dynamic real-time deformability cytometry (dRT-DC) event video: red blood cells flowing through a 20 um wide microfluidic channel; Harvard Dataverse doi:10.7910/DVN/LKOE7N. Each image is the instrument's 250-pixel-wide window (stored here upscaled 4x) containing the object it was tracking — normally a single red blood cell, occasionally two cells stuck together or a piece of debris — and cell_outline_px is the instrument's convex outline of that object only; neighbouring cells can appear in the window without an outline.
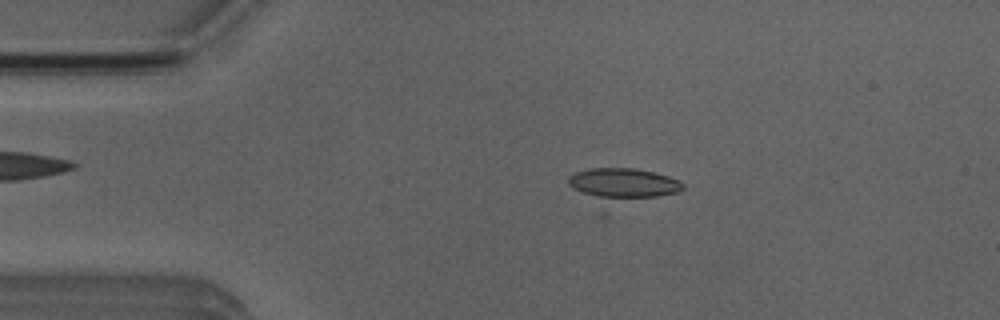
{"species": "Egyptian fruit bat (a non-hibernating species)", "species_latin": "Rousettus aegyptiacus", "temperature_condition": "room temperature", "stored_images_in_passage": 30, "camera_frame_rate_fps": 3000, "um_per_image_px": 0.085, "animal": {"sex": "male"}, "frame": {"image": 1, "passage_image": 8, "time_ms": 2.333, "image_size_px": [1000, 320], "cell_outline_px": [[684, 188], [680, 192], [604, 220], [600, 220], [568, 184], [568, 176], [576, 172], [588, 168], [636, 168], [668, 176], [680, 180], [684, 184]], "centroid_in_image_um": [52.79, 16.08], "position_along_channel_um": 32.2, "area_um2": 28.15}}
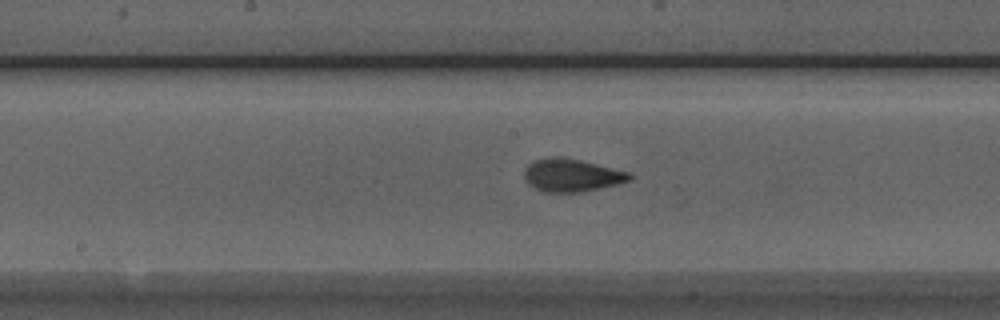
{"frame": {"image": 2, "passage_image": 24, "time_ms": 7.667, "image_size_px": [1000, 320], "cell_outline_px": [[632, 180], [616, 184], [580, 192], [544, 192], [528, 184], [524, 180], [524, 168], [528, 164], [536, 160], [560, 156], [564, 156], [632, 172]], "centroid_in_image_um": [48.6, 14.89], "position_along_channel_um": 199.6, "area_um2": 20.23}}
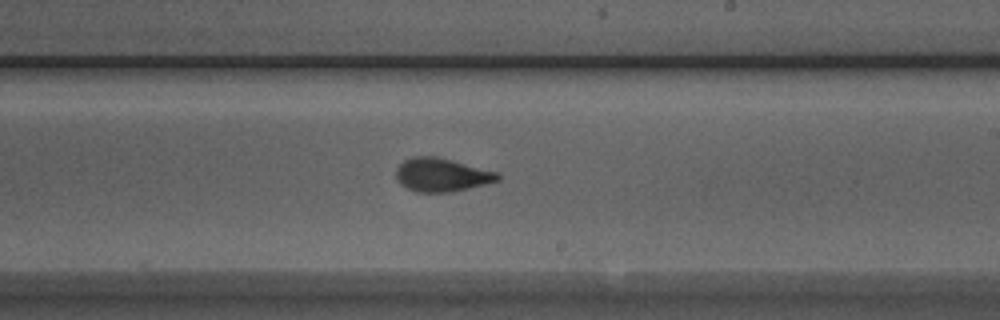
{"frame": {"image": 3, "passage_image": 28, "time_ms": 9.0, "image_size_px": [1000, 320], "cell_outline_px": [[500, 180], [452, 192], [416, 192], [400, 184], [396, 180], [396, 168], [404, 160], [412, 156], [436, 156], [452, 160], [496, 172], [500, 176]], "centroid_in_image_um": [37.49, 14.86], "position_along_channel_um": 251.5, "area_um2": 19.71}}